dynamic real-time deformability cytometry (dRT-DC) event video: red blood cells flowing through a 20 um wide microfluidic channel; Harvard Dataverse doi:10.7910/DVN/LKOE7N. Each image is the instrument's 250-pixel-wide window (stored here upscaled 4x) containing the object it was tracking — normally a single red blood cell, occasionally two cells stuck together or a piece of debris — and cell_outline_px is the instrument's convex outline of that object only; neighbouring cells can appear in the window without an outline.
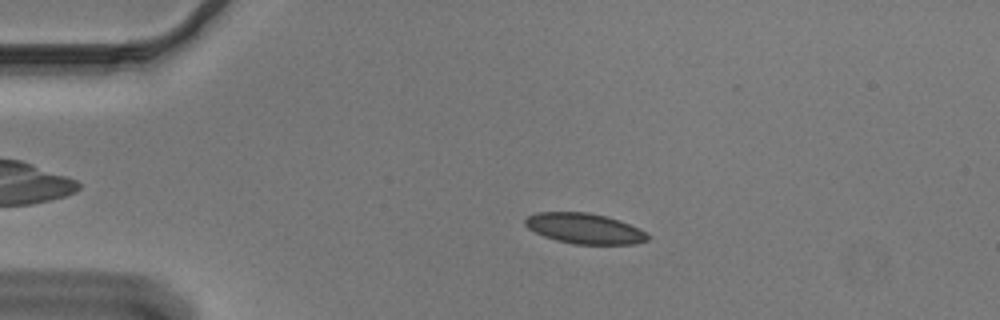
{"species": "Egyptian fruit bat (a non-hibernating species)", "species_latin": "Rousettus aegyptiacus", "temperature_condition": "cold", "stored_images_in_passage": 44, "camera_frame_rate_fps": 3000, "um_per_image_px": 0.085, "animal": {"sex": "male"}, "frame": {"image": 1, "passage_image": 1, "time_ms": 0.0, "image_size_px": [1000, 320], "cell_outline_px": [[648, 240], [636, 244], [572, 244], [556, 240], [544, 236], [528, 228], [524, 224], [524, 220], [528, 216], [536, 212], [588, 212], [604, 216], [628, 224], [644, 232], [648, 236]], "centroid_in_image_um": [49.63, 19.42], "position_along_channel_um": 35.4, "area_um2": 21.44}}
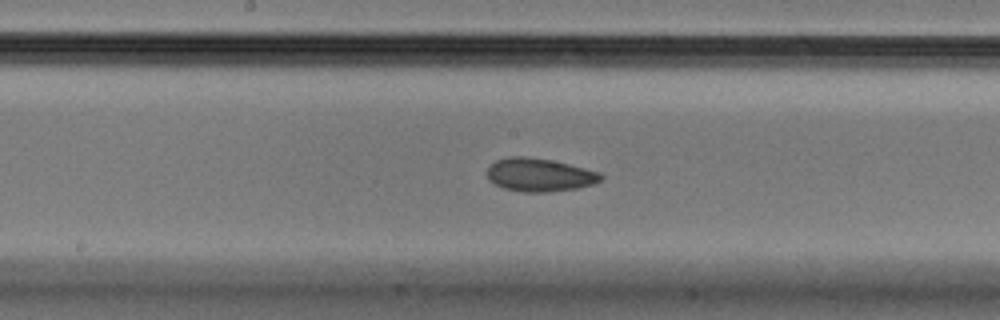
{"frame": {"image": 2, "passage_image": 18, "time_ms": 5.667, "image_size_px": [1000, 320], "cell_outline_px": [[604, 180], [580, 188], [548, 192], [524, 192], [504, 188], [488, 180], [488, 168], [496, 160], [512, 156], [524, 156], [552, 160], [600, 172], [604, 176]], "centroid_in_image_um": [45.9, 14.87], "position_along_channel_um": 202.3, "area_um2": 22.02}}
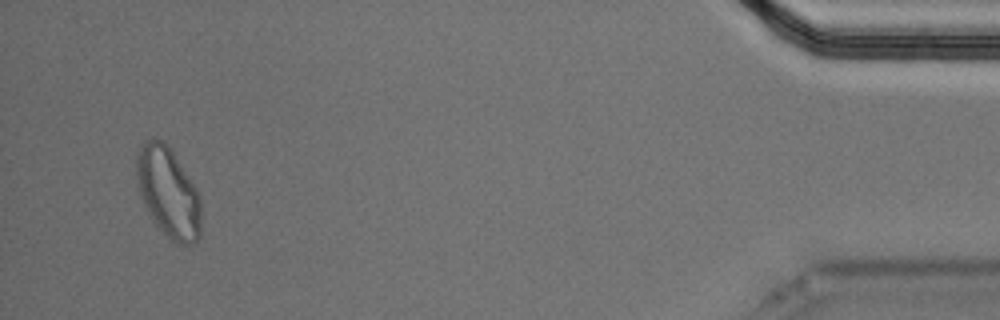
{"frame": {"image": 3, "passage_image": 42, "time_ms": 13.667, "image_size_px": [1000, 320], "cell_outline_px": [[200, 236], [192, 244], [176, 244], [156, 224], [144, 204], [136, 180], [136, 156], [144, 140], [152, 136], [164, 140], [196, 188], [200, 200]], "centroid_in_image_um": [14.28, 16.31], "position_along_channel_um": 420.9, "area_um2": 33.52}, "authors_computed_cell_mechanics": {"area_um2": 22.0796, "velocity_mm_per_s": 3.6475, "shape_relaxation_time_tau1_ms": 8.6556, "shape_relaxation_time_tau2_ms": 2.2466, "deformation_change_tau1": 0.129, "deformation_change_tau2": 0.063}}